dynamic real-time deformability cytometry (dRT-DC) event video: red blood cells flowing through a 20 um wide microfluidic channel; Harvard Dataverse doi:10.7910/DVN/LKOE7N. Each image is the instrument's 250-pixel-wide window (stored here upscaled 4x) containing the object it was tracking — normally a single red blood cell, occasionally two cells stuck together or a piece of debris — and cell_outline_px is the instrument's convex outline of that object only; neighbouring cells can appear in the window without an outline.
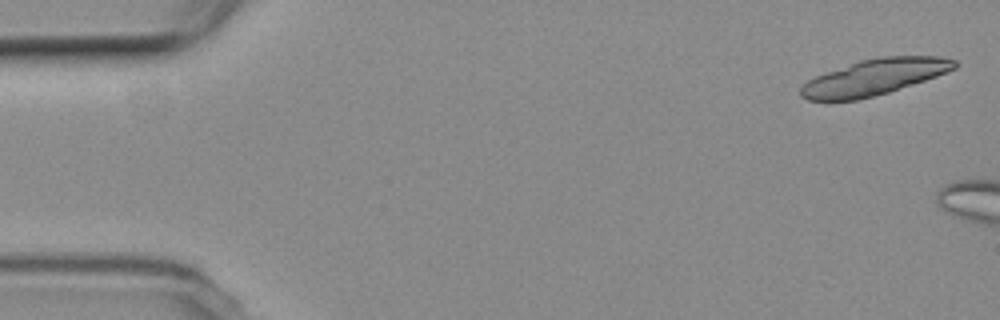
{"species": "common noctule bat (a hibernating species)", "species_latin": "Nyctalus noctula", "temperature_condition": "room temperature", "stored_images_in_passage": 2, "camera_frame_rate_fps": 3000, "um_per_image_px": 0.085, "animal": {"sex": "female", "body_mass_g": 19.3, "forearm_length_mm": 54.1}, "frame": {"image": 1, "passage_image": 1, "time_ms": 0.0, "image_size_px": [1000, 320], "cell_outline_px": [[956, 68], [936, 76], [888, 92], [856, 100], [808, 100], [800, 96], [800, 88], [808, 80], [816, 76], [860, 60], [880, 56], [940, 56], [956, 60]], "centroid_in_image_um": [74.32, 6.55], "position_along_channel_um": 10.7, "area_um2": 31.73}}